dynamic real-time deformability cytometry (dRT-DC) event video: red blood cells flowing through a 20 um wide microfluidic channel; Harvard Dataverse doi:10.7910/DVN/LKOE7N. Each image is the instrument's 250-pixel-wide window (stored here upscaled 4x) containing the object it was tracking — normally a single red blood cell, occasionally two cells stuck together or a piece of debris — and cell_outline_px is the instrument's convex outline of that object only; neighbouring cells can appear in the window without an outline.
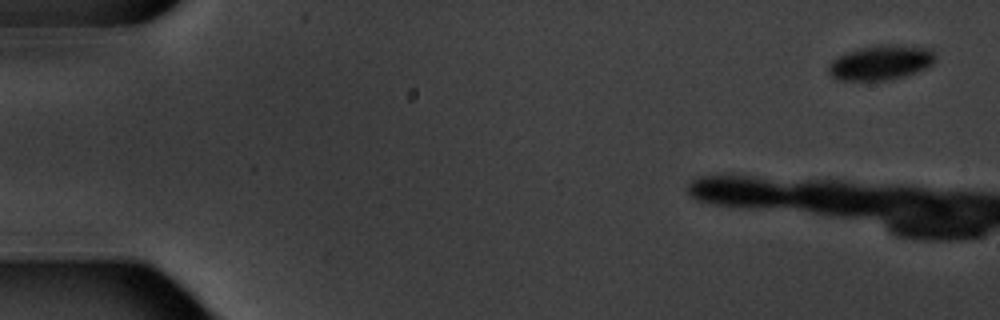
{"species": "common noctule bat (a hibernating species)", "species_latin": "Nyctalus noctula", "temperature_condition": "warm", "stored_images_in_passage": 4, "camera_frame_rate_fps": 3000, "um_per_image_px": 0.085, "animal": {"sex": "male", "body_mass_g": 20.1, "forearm_length_mm": 53.5}, "frame": {"image": 1, "passage_image": 1, "time_ms": 0.0, "image_size_px": [1000, 320], "cell_outline_px": [[936, 60], [928, 68], [892, 80], [836, 80], [828, 72], [828, 64], [832, 60], [848, 52], [860, 48], [888, 44], [928, 48], [936, 56]], "centroid_in_image_um": [74.88, 5.34], "position_along_channel_um": 10.1, "area_um2": 21.5}}